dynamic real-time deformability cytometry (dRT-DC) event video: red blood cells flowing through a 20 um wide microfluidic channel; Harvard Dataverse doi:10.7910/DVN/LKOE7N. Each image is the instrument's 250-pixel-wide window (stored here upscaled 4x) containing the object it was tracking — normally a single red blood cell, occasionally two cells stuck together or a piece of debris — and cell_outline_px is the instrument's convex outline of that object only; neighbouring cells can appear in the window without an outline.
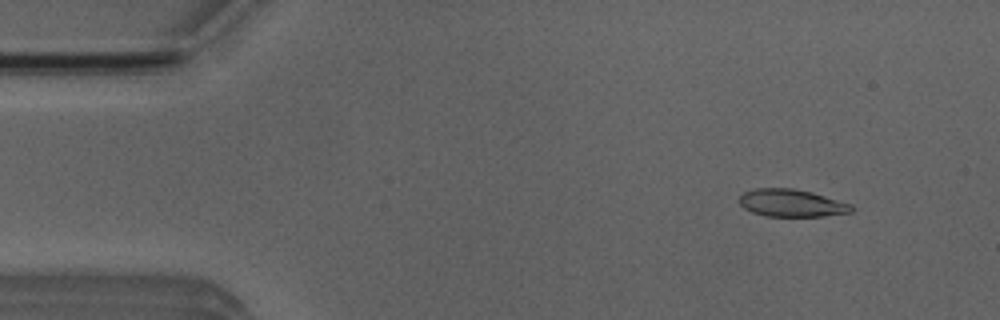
{"species": "Egyptian fruit bat (a non-hibernating species)", "species_latin": "Rousettus aegyptiacus", "temperature_condition": "room temperature", "stored_images_in_passage": 52, "camera_frame_rate_fps": 3000, "um_per_image_px": 0.085, "animal": {"sex": "male"}, "frame": {"image": 1, "passage_image": 5, "time_ms": 1.333, "image_size_px": [1000, 320], "cell_outline_px": [[852, 212], [824, 216], [764, 216], [752, 212], [744, 208], [740, 204], [740, 196], [744, 192], [756, 188], [792, 188], [812, 192], [852, 204]], "centroid_in_image_um": [67.28, 17.26], "position_along_channel_um": 17.7, "area_um2": 17.92}}
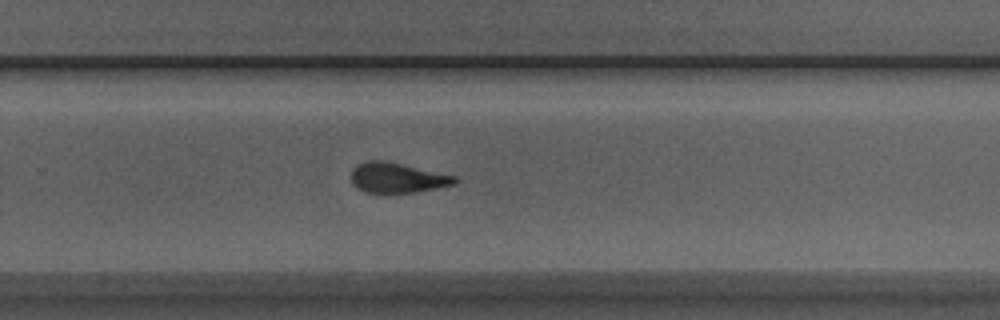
{"frame": {"image": 2, "passage_image": 33, "time_ms": 10.667, "image_size_px": [1000, 320], "cell_outline_px": [[456, 184], [416, 192], [364, 192], [356, 188], [352, 184], [352, 168], [356, 164], [364, 160], [384, 160], [456, 176]], "centroid_in_image_um": [33.72, 15.1], "position_along_channel_um": 296.1, "area_um2": 18.15}}
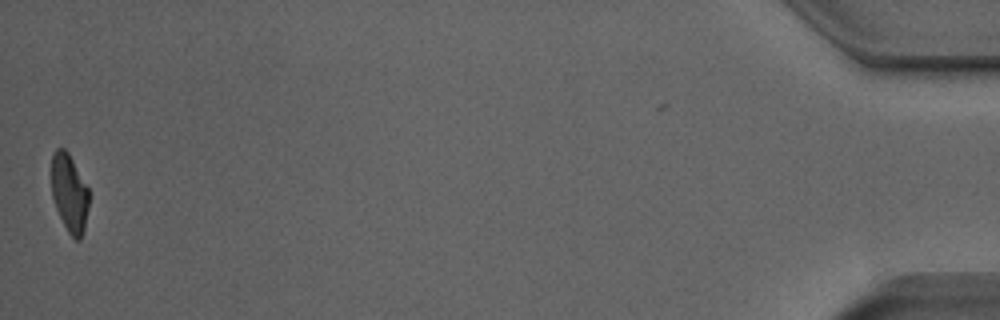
{"frame": {"image": 3, "passage_image": 51, "time_ms": 16.667, "image_size_px": [1000, 320], "cell_outline_px": [[88, 208], [84, 228], [80, 240], [76, 240], [68, 232], [56, 208], [52, 196], [52, 152], [56, 148], [64, 148], [68, 152], [88, 188]], "centroid_in_image_um": [5.89, 16.39], "position_along_channel_um": 429.3, "area_um2": 16.76}, "authors_computed_cell_mechanics": {"area_um2": 18.5249, "velocity_mm_per_s": 3.9318, "shape_relaxation_time_tau1_ms": 5.3816, "shape_relaxation_time_tau2_ms": 2.1457, "deformation_change_tau1": 0.193, "deformation_change_tau2": 0.1092}}